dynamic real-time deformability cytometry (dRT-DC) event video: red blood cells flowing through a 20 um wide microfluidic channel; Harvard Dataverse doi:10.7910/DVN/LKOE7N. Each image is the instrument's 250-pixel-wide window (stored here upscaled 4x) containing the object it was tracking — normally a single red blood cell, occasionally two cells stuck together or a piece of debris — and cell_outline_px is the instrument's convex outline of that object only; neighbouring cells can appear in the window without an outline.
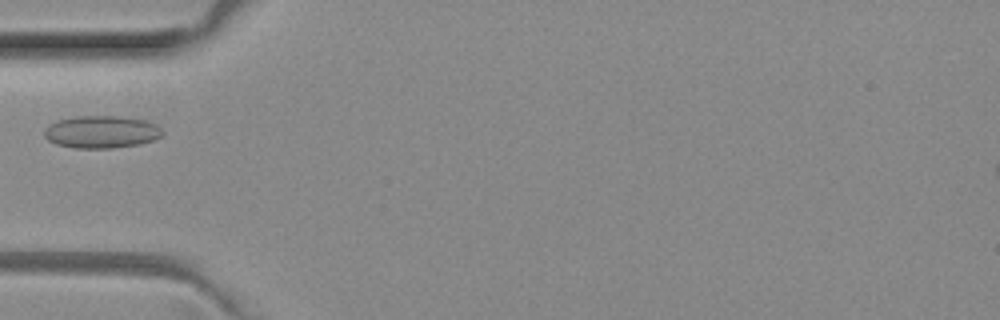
{"species": "common noctule bat (a hibernating species)", "species_latin": "Nyctalus noctula", "temperature_condition": "room temperature", "stored_images_in_passage": 3, "camera_frame_rate_fps": 3000, "um_per_image_px": 0.085, "animal": {"sex": "female", "body_mass_g": 29.2, "forearm_length_mm": 56.3}, "frame": {"image": 1, "passage_image": 3, "time_ms": 0.667, "image_size_px": [1000, 320], "cell_outline_px": [[164, 136], [156, 140], [140, 144], [112, 148], [76, 148], [56, 144], [48, 140], [44, 136], [44, 128], [48, 124], [56, 120], [76, 116], [120, 116], [144, 120], [156, 124], [164, 132]], "centroid_in_image_um": [8.63, 11.21], "position_along_channel_um": 76.4, "area_um2": 22.66}}